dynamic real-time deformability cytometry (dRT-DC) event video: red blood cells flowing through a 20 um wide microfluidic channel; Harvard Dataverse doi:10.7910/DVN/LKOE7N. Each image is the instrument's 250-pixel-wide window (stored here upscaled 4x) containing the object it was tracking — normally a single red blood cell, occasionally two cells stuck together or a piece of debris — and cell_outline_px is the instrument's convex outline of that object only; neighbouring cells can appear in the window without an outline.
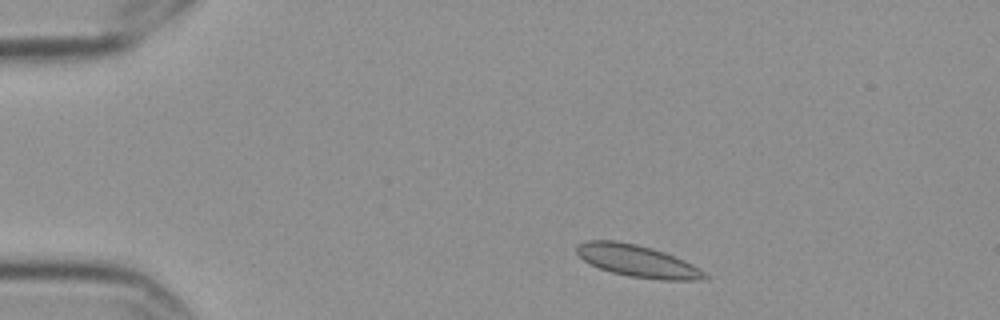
{"species": "Egyptian fruit bat (a non-hibernating species)", "species_latin": "Rousettus aegyptiacus", "temperature_condition": "cold", "stored_images_in_passage": 4, "camera_frame_rate_fps": 3000, "um_per_image_px": 0.085, "frame": {"image": 1, "passage_image": 2, "time_ms": 0.333, "image_size_px": [1000, 320], "cell_outline_px": [[708, 280], [660, 280], [628, 276], [612, 272], [600, 268], [584, 260], [576, 252], [576, 248], [580, 244], [588, 240], [616, 240], [636, 244], [652, 248], [676, 256], [700, 268], [708, 276]], "centroid_in_image_um": [54.23, 22.19], "position_along_channel_um": 30.8, "area_um2": 23.87}}